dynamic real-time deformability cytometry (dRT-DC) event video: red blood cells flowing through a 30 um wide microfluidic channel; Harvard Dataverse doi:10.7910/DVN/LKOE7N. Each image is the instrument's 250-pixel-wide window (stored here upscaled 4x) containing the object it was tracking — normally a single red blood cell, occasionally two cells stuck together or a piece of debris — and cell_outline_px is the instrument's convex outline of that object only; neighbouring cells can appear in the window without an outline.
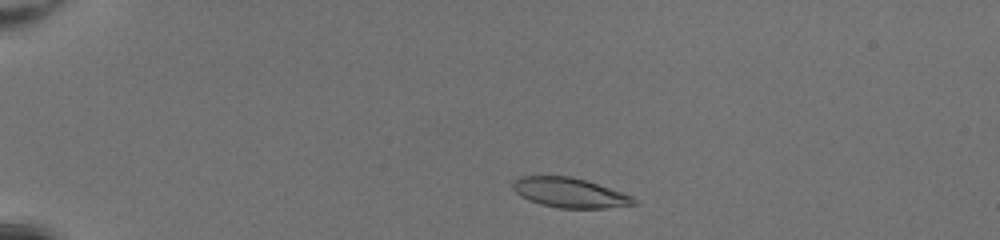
{"species": "common noctule bat (a hibernating species)", "species_latin": "Nyctalus noctula", "temperature_condition": "room temperature", "stored_images_in_passage": 42, "camera_frame_rate_fps": 3000, "um_per_image_px": 0.085, "animal": {"sex": "female", "body_mass_g": 20.0, "forearm_length_mm": 54.0}, "frame": {"image": 1, "passage_image": 4, "time_ms": 1.0, "image_size_px": [1000, 240], "cell_outline_px": [[636, 204], [604, 208], [560, 208], [540, 204], [528, 200], [520, 196], [512, 188], [512, 180], [520, 176], [572, 176], [632, 196], [636, 200]], "centroid_in_image_um": [48.35, 16.38], "position_along_channel_um": 36.7, "area_um2": 20.81}}
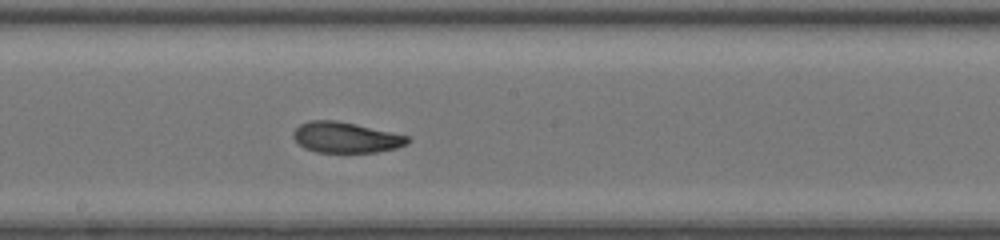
{"frame": {"image": 2, "passage_image": 22, "time_ms": 7.0, "image_size_px": [1000, 240], "cell_outline_px": [[412, 140], [408, 144], [396, 148], [376, 152], [316, 152], [304, 148], [292, 136], [292, 132], [300, 124], [308, 120], [336, 120], [356, 124], [408, 136]], "centroid_in_image_um": [29.39, 11.68], "position_along_channel_um": 218.8, "area_um2": 20.46}}
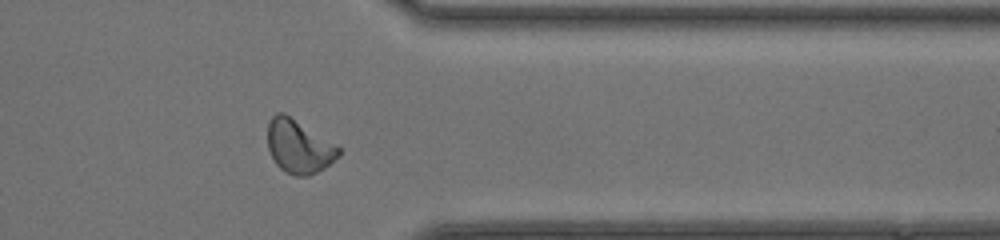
{"frame": {"image": 3, "passage_image": 34, "time_ms": 11.0, "image_size_px": [1000, 240], "cell_outline_px": [[340, 156], [324, 168], [308, 176], [296, 176], [280, 168], [276, 164], [268, 148], [268, 124], [272, 116], [276, 112], [284, 112], [340, 148]], "centroid_in_image_um": [25.38, 12.45], "position_along_channel_um": 386.0, "area_um2": 21.73}, "authors_computed_cell_mechanics": {"area_um2": 21.1548, "velocity_mm_per_s": 4.2815, "shape_relaxation_time_tau1_ms": 5.4681, "shape_relaxation_time_tau2_ms": 1.7398, "deformation_change_tau1": 0.212, "deformation_change_tau2": 0.072}}